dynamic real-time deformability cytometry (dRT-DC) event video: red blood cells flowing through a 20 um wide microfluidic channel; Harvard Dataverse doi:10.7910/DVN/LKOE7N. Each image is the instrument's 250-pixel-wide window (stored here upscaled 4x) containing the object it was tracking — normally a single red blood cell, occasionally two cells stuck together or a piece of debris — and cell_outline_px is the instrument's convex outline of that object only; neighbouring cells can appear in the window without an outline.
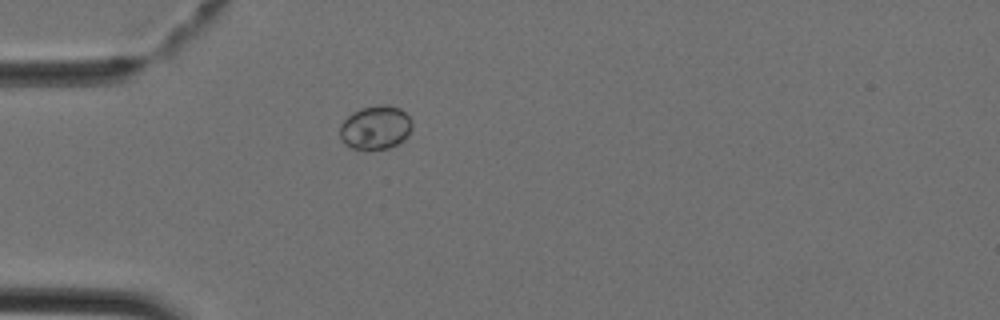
{"species": "Egyptian fruit bat (a non-hibernating species)", "species_latin": "Rousettus aegyptiacus", "temperature_condition": "cold", "stored_images_in_passage": 28, "camera_frame_rate_fps": 3000, "um_per_image_px": 0.085, "animal": {"sex": "female"}, "frame": {"image": 1, "passage_image": 1, "time_ms": 0.0, "image_size_px": [1000, 320], "cell_outline_px": [[412, 128], [408, 136], [404, 140], [388, 148], [352, 148], [344, 144], [340, 136], [340, 124], [352, 112], [360, 108], [380, 104], [388, 104], [400, 108], [412, 120]], "centroid_in_image_um": [31.93, 10.81], "position_along_channel_um": 53.1, "area_um2": 18.44}}
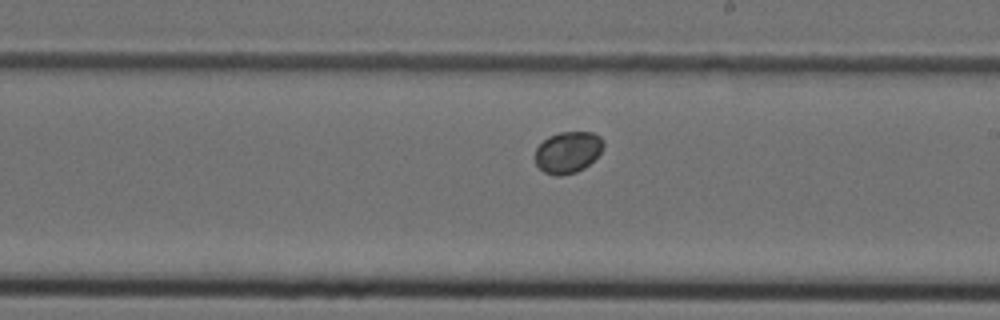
{"frame": {"image": 2, "passage_image": 14, "time_ms": 4.333, "image_size_px": [1000, 320], "cell_outline_px": [[604, 148], [584, 168], [576, 172], [560, 176], [556, 176], [544, 172], [536, 164], [536, 148], [548, 136], [560, 132], [592, 132], [600, 136], [604, 140]], "centroid_in_image_um": [48.28, 12.93], "position_along_channel_um": 240.7, "area_um2": 16.47}}
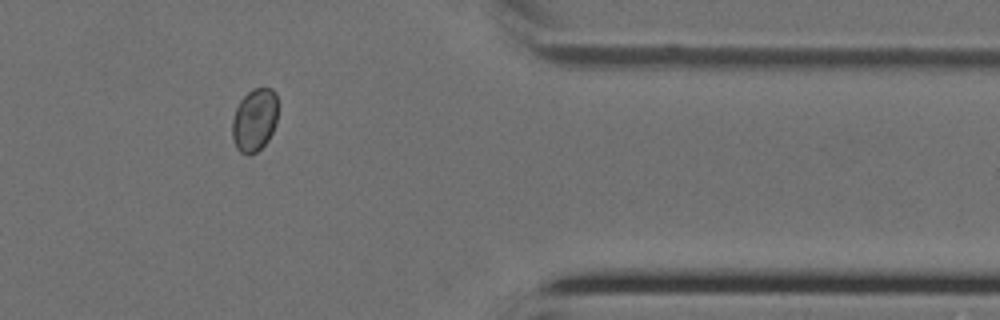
{"frame": {"image": 3, "passage_image": 25, "time_ms": 8.0, "image_size_px": [1000, 320], "cell_outline_px": [[276, 124], [268, 140], [256, 152], [248, 156], [240, 152], [236, 148], [232, 136], [232, 120], [236, 108], [240, 100], [252, 88], [272, 88], [276, 92]], "centroid_in_image_um": [21.62, 10.2], "position_along_channel_um": 389.8, "area_um2": 16.76}}